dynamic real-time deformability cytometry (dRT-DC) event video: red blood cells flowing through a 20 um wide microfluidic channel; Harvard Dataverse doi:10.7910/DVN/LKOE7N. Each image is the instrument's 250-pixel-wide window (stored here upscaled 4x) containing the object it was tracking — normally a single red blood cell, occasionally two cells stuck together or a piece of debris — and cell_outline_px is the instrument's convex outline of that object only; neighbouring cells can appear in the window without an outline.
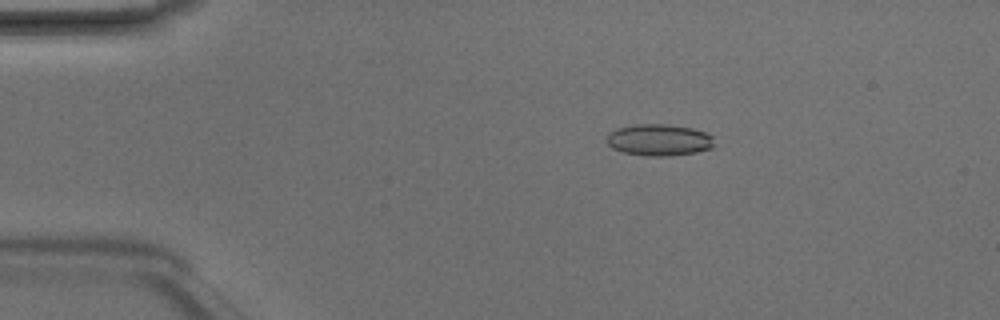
{"species": "Egyptian fruit bat (a non-hibernating species)", "species_latin": "Rousettus aegyptiacus", "temperature_condition": "room temperature", "stored_images_in_passage": 5, "camera_frame_rate_fps": 3000, "um_per_image_px": 0.085, "animal": {"sex": "male"}, "frame": {"image": 1, "passage_image": 3, "time_ms": 0.667, "image_size_px": [1000, 320], "cell_outline_px": [[712, 148], [696, 152], [668, 156], [644, 156], [620, 152], [612, 148], [608, 144], [608, 132], [616, 128], [636, 124], [664, 124], [692, 128], [704, 132], [712, 136]], "centroid_in_image_um": [55.97, 11.9], "position_along_channel_um": 29.0, "area_um2": 19.83}}
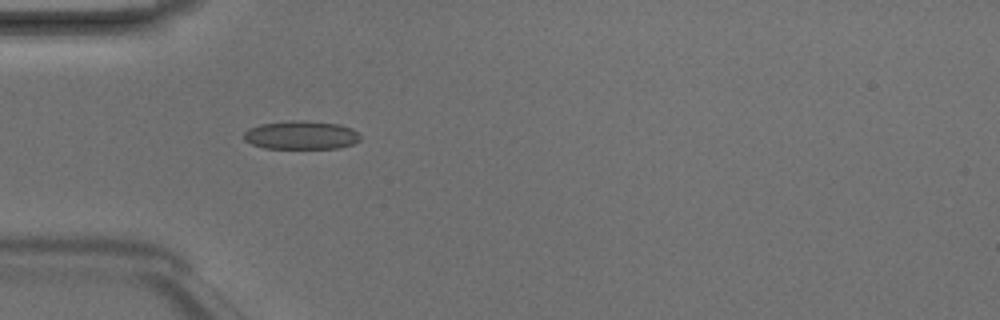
{"frame": {"image": 2, "passage_image": 5, "time_ms": 1.333, "image_size_px": [1000, 320], "cell_outline_px": [[360, 140], [352, 144], [336, 148], [264, 148], [252, 144], [244, 140], [244, 132], [248, 128], [260, 124], [288, 120], [304, 120], [340, 124], [352, 128], [360, 136]], "centroid_in_image_um": [25.57, 11.47], "position_along_channel_um": 59.4, "area_um2": 19.42}}